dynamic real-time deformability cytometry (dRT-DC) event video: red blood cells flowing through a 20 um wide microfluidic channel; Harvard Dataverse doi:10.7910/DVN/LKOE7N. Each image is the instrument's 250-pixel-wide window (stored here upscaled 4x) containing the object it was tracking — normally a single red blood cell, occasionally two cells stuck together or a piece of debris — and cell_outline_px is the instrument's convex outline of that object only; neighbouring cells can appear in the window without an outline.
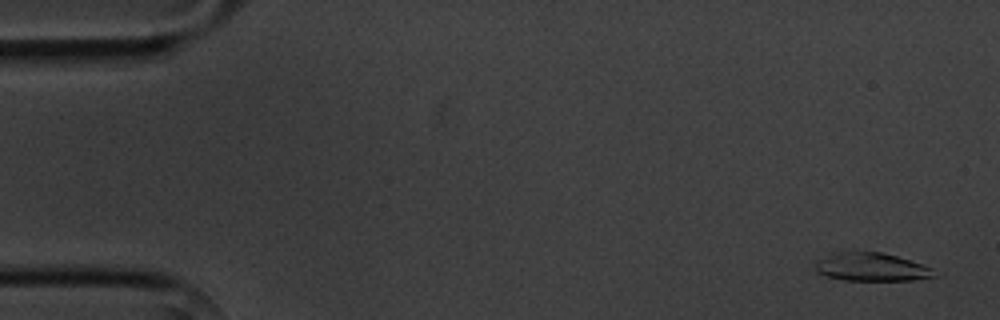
{"species": "common noctule bat (a hibernating species)", "species_latin": "Nyctalus noctula", "temperature_condition": "cold", "stored_images_in_passage": 5, "camera_frame_rate_fps": 3000, "um_per_image_px": 0.085, "animal": {"sex": "male", "body_mass_g": 20.1, "forearm_length_mm": 53.5}, "frame": {"image": 1, "passage_image": 5, "time_ms": 5.333, "image_size_px": [1000, 320], "cell_outline_px": [[940, 276], [912, 280], [844, 280], [824, 276], [816, 272], [812, 264], [816, 260], [832, 252], [880, 252], [896, 256], [932, 268]], "centroid_in_image_um": [74.0, 22.7], "position_along_channel_um": 11.0, "area_um2": 19.77}}